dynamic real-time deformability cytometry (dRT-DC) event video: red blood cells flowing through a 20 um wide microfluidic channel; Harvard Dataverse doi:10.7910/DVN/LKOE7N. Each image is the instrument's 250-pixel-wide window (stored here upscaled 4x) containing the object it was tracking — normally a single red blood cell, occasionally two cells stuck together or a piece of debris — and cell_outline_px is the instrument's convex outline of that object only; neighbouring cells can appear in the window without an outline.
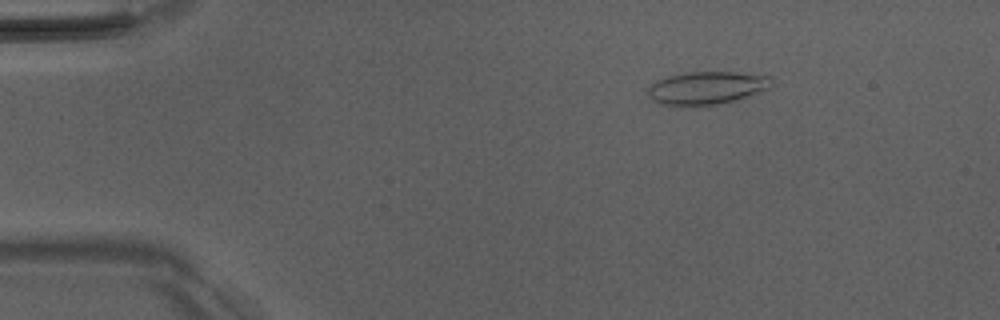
{"species": "Egyptian fruit bat (a non-hibernating species)", "species_latin": "Rousettus aegyptiacus", "temperature_condition": "room temperature", "stored_images_in_passage": 5, "camera_frame_rate_fps": 3000, "um_per_image_px": 0.085, "animal": {"sex": "male"}, "frame": {"image": 1, "passage_image": 3, "time_ms": 2.333, "image_size_px": [1000, 320], "cell_outline_px": [[772, 88], [752, 96], [708, 108], [696, 108], [660, 104], [652, 100], [648, 96], [648, 88], [656, 80], [668, 76], [684, 72], [732, 72], [772, 76]], "centroid_in_image_um": [60.1, 7.52], "position_along_channel_um": 24.9, "area_um2": 24.85}}